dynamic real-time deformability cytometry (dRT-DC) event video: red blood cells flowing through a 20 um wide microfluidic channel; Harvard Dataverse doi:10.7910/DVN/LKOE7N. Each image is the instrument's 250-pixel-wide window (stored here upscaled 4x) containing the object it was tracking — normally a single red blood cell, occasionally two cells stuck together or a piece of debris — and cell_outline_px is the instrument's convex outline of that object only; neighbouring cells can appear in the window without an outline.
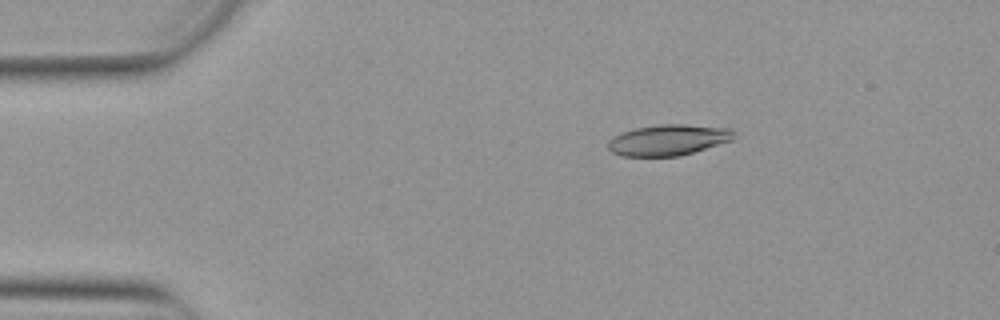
{"species": "Egyptian fruit bat (a non-hibernating species)", "species_latin": "Rousettus aegyptiacus", "temperature_condition": "warm", "stored_images_in_passage": 52, "camera_frame_rate_fps": 3000, "um_per_image_px": 0.085, "animal": {"sex": "female"}, "frame": {"image": 1, "passage_image": 9, "time_ms": 2.667, "image_size_px": [1000, 320], "cell_outline_px": [[736, 132], [732, 140], [680, 156], [620, 156], [612, 152], [608, 148], [608, 140], [624, 132], [636, 128], [660, 124], [684, 124], [732, 128]], "centroid_in_image_um": [56.83, 11.89], "position_along_channel_um": 28.2, "area_um2": 22.6}}
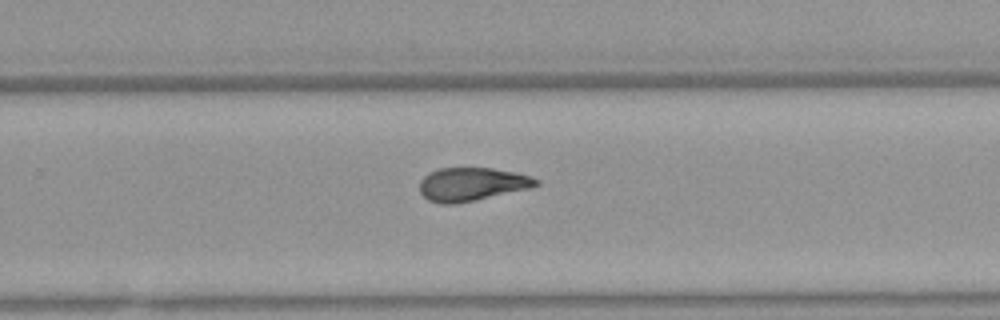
{"frame": {"image": 2, "passage_image": 34, "time_ms": 11.0, "image_size_px": [1000, 320], "cell_outline_px": [[540, 184], [532, 188], [476, 200], [456, 204], [440, 204], [428, 200], [420, 192], [420, 180], [428, 172], [440, 168], [492, 168], [516, 172], [532, 176], [540, 180]], "centroid_in_image_um": [40.14, 15.66], "position_along_channel_um": 289.7, "area_um2": 22.95}}
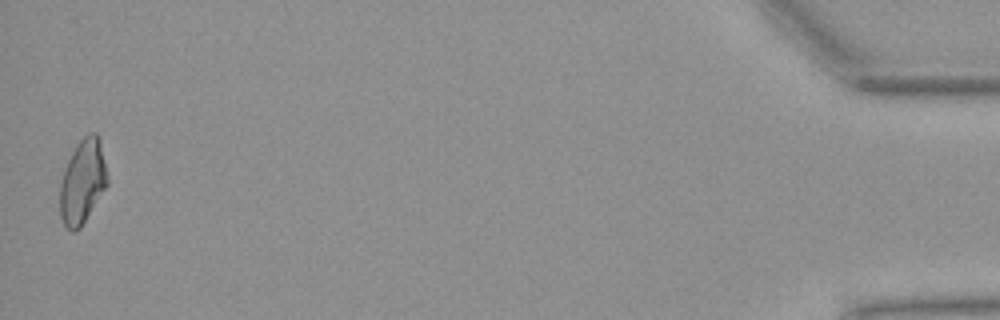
{"frame": {"image": 3, "passage_image": 52, "time_ms": 17.0, "image_size_px": [1000, 320], "cell_outline_px": [[108, 184], [80, 228], [72, 232], [64, 224], [60, 216], [60, 184], [64, 168], [72, 152], [80, 140], [88, 132], [96, 132], [100, 140], [108, 176]], "centroid_in_image_um": [7.02, 15.42], "position_along_channel_um": 428.2, "area_um2": 23.18}, "authors_computed_cell_mechanics": {"area_um2": 22.6865, "velocity_mm_per_s": 3.8705, "shape_relaxation_time_tau1_ms": null, "shape_relaxation_time_tau2_ms": 2.9349, "deformation_change_tau1": null, "deformation_change_tau2": 0.107}}